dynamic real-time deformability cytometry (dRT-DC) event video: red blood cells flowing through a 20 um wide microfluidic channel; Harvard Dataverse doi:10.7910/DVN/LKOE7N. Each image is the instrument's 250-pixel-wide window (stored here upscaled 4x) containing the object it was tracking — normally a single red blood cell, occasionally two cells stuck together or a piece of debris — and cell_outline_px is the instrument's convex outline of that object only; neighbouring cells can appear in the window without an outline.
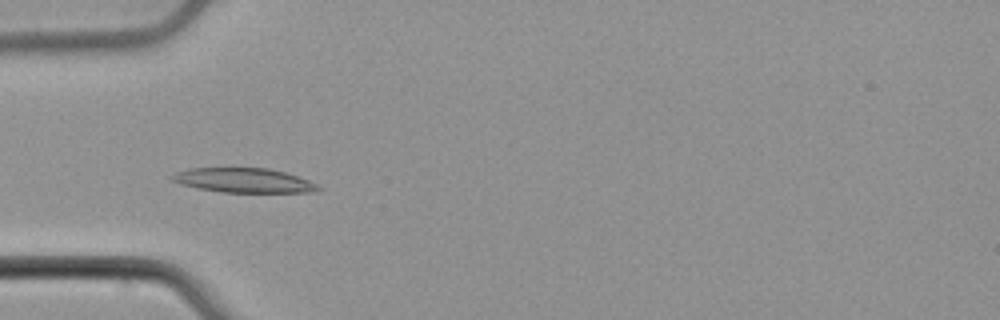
{"species": "common noctule bat (a hibernating species)", "species_latin": "Nyctalus noctula", "temperature_condition": "cold", "stored_images_in_passage": 1, "camera_frame_rate_fps": 3000, "um_per_image_px": 0.085, "animal": {"sex": "male", "body_mass_g": 21.5, "forearm_length_mm": 52.0}, "frame": {"image": 1, "passage_image": 1, "time_ms": 0.0, "image_size_px": [1000, 320], "cell_outline_px": [[320, 188], [316, 192], [224, 192], [200, 188], [180, 184], [172, 180], [168, 176], [176, 172], [188, 168], [268, 168], [284, 172], [308, 180], [316, 184]], "centroid_in_image_um": [20.68, 15.32], "position_along_channel_um": 64.3, "area_um2": 20.63}}